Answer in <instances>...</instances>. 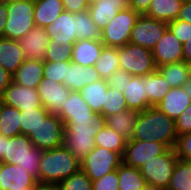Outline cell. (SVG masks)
Masks as SVG:
<instances>
[{
  "mask_svg": "<svg viewBox=\"0 0 191 190\" xmlns=\"http://www.w3.org/2000/svg\"><path fill=\"white\" fill-rule=\"evenodd\" d=\"M76 32L78 40H101V29L91 19L88 10L75 13Z\"/></svg>",
  "mask_w": 191,
  "mask_h": 190,
  "instance_id": "37",
  "label": "cell"
},
{
  "mask_svg": "<svg viewBox=\"0 0 191 190\" xmlns=\"http://www.w3.org/2000/svg\"><path fill=\"white\" fill-rule=\"evenodd\" d=\"M80 169V161L64 146L43 150L39 166L40 183L58 185Z\"/></svg>",
  "mask_w": 191,
  "mask_h": 190,
  "instance_id": "3",
  "label": "cell"
},
{
  "mask_svg": "<svg viewBox=\"0 0 191 190\" xmlns=\"http://www.w3.org/2000/svg\"><path fill=\"white\" fill-rule=\"evenodd\" d=\"M80 163L81 170L94 181L116 170L123 163V157L120 153L95 146V148L86 155Z\"/></svg>",
  "mask_w": 191,
  "mask_h": 190,
  "instance_id": "10",
  "label": "cell"
},
{
  "mask_svg": "<svg viewBox=\"0 0 191 190\" xmlns=\"http://www.w3.org/2000/svg\"><path fill=\"white\" fill-rule=\"evenodd\" d=\"M189 66V74H190V78H191V62L188 63Z\"/></svg>",
  "mask_w": 191,
  "mask_h": 190,
  "instance_id": "60",
  "label": "cell"
},
{
  "mask_svg": "<svg viewBox=\"0 0 191 190\" xmlns=\"http://www.w3.org/2000/svg\"><path fill=\"white\" fill-rule=\"evenodd\" d=\"M49 112L42 106L34 110L21 111V134L29 135Z\"/></svg>",
  "mask_w": 191,
  "mask_h": 190,
  "instance_id": "40",
  "label": "cell"
},
{
  "mask_svg": "<svg viewBox=\"0 0 191 190\" xmlns=\"http://www.w3.org/2000/svg\"><path fill=\"white\" fill-rule=\"evenodd\" d=\"M167 29L166 22L145 14L139 15L131 31L129 42L153 50Z\"/></svg>",
  "mask_w": 191,
  "mask_h": 190,
  "instance_id": "11",
  "label": "cell"
},
{
  "mask_svg": "<svg viewBox=\"0 0 191 190\" xmlns=\"http://www.w3.org/2000/svg\"><path fill=\"white\" fill-rule=\"evenodd\" d=\"M144 83L146 84V99L152 107H156L171 89L157 70L144 76Z\"/></svg>",
  "mask_w": 191,
  "mask_h": 190,
  "instance_id": "30",
  "label": "cell"
},
{
  "mask_svg": "<svg viewBox=\"0 0 191 190\" xmlns=\"http://www.w3.org/2000/svg\"><path fill=\"white\" fill-rule=\"evenodd\" d=\"M132 75L122 69H118L116 72L110 75L105 81L108 87L113 88L120 93L125 91L127 81H130Z\"/></svg>",
  "mask_w": 191,
  "mask_h": 190,
  "instance_id": "47",
  "label": "cell"
},
{
  "mask_svg": "<svg viewBox=\"0 0 191 190\" xmlns=\"http://www.w3.org/2000/svg\"><path fill=\"white\" fill-rule=\"evenodd\" d=\"M65 126L58 115L49 113L28 135L35 148L50 150L63 146Z\"/></svg>",
  "mask_w": 191,
  "mask_h": 190,
  "instance_id": "8",
  "label": "cell"
},
{
  "mask_svg": "<svg viewBox=\"0 0 191 190\" xmlns=\"http://www.w3.org/2000/svg\"><path fill=\"white\" fill-rule=\"evenodd\" d=\"M123 95L129 110L141 112L152 107L146 99L144 77L132 76L130 81H127Z\"/></svg>",
  "mask_w": 191,
  "mask_h": 190,
  "instance_id": "24",
  "label": "cell"
},
{
  "mask_svg": "<svg viewBox=\"0 0 191 190\" xmlns=\"http://www.w3.org/2000/svg\"><path fill=\"white\" fill-rule=\"evenodd\" d=\"M168 24L169 31L182 43L188 41V37L191 35V24L182 20L176 19Z\"/></svg>",
  "mask_w": 191,
  "mask_h": 190,
  "instance_id": "46",
  "label": "cell"
},
{
  "mask_svg": "<svg viewBox=\"0 0 191 190\" xmlns=\"http://www.w3.org/2000/svg\"><path fill=\"white\" fill-rule=\"evenodd\" d=\"M7 8H6V1L0 2V37H4V28L6 25V18H7Z\"/></svg>",
  "mask_w": 191,
  "mask_h": 190,
  "instance_id": "53",
  "label": "cell"
},
{
  "mask_svg": "<svg viewBox=\"0 0 191 190\" xmlns=\"http://www.w3.org/2000/svg\"><path fill=\"white\" fill-rule=\"evenodd\" d=\"M191 99L182 87L171 88L163 100L156 106L168 117L176 120L190 105Z\"/></svg>",
  "mask_w": 191,
  "mask_h": 190,
  "instance_id": "25",
  "label": "cell"
},
{
  "mask_svg": "<svg viewBox=\"0 0 191 190\" xmlns=\"http://www.w3.org/2000/svg\"><path fill=\"white\" fill-rule=\"evenodd\" d=\"M50 40L45 27L35 26L18 42L26 59L44 61Z\"/></svg>",
  "mask_w": 191,
  "mask_h": 190,
  "instance_id": "16",
  "label": "cell"
},
{
  "mask_svg": "<svg viewBox=\"0 0 191 190\" xmlns=\"http://www.w3.org/2000/svg\"><path fill=\"white\" fill-rule=\"evenodd\" d=\"M177 136L175 120L156 107H150L138 113L130 140L160 142L167 148H174Z\"/></svg>",
  "mask_w": 191,
  "mask_h": 190,
  "instance_id": "1",
  "label": "cell"
},
{
  "mask_svg": "<svg viewBox=\"0 0 191 190\" xmlns=\"http://www.w3.org/2000/svg\"><path fill=\"white\" fill-rule=\"evenodd\" d=\"M1 98L3 104L15 107L20 111L34 110L43 106L36 88L21 86L13 81L5 89Z\"/></svg>",
  "mask_w": 191,
  "mask_h": 190,
  "instance_id": "13",
  "label": "cell"
},
{
  "mask_svg": "<svg viewBox=\"0 0 191 190\" xmlns=\"http://www.w3.org/2000/svg\"><path fill=\"white\" fill-rule=\"evenodd\" d=\"M123 93L108 87L103 104V116L106 118L111 115L119 114L127 110Z\"/></svg>",
  "mask_w": 191,
  "mask_h": 190,
  "instance_id": "39",
  "label": "cell"
},
{
  "mask_svg": "<svg viewBox=\"0 0 191 190\" xmlns=\"http://www.w3.org/2000/svg\"><path fill=\"white\" fill-rule=\"evenodd\" d=\"M43 150L35 148L27 135L19 134L7 139L6 153L2 163L18 165L37 182L40 183L39 166Z\"/></svg>",
  "mask_w": 191,
  "mask_h": 190,
  "instance_id": "4",
  "label": "cell"
},
{
  "mask_svg": "<svg viewBox=\"0 0 191 190\" xmlns=\"http://www.w3.org/2000/svg\"><path fill=\"white\" fill-rule=\"evenodd\" d=\"M101 80V77L94 66L83 67L73 63L67 69V79L63 84L71 91H80L86 85Z\"/></svg>",
  "mask_w": 191,
  "mask_h": 190,
  "instance_id": "22",
  "label": "cell"
},
{
  "mask_svg": "<svg viewBox=\"0 0 191 190\" xmlns=\"http://www.w3.org/2000/svg\"><path fill=\"white\" fill-rule=\"evenodd\" d=\"M166 190H191V162L178 158Z\"/></svg>",
  "mask_w": 191,
  "mask_h": 190,
  "instance_id": "38",
  "label": "cell"
},
{
  "mask_svg": "<svg viewBox=\"0 0 191 190\" xmlns=\"http://www.w3.org/2000/svg\"><path fill=\"white\" fill-rule=\"evenodd\" d=\"M71 64V61L59 63L44 61L43 78L47 81L63 83L67 79V69Z\"/></svg>",
  "mask_w": 191,
  "mask_h": 190,
  "instance_id": "42",
  "label": "cell"
},
{
  "mask_svg": "<svg viewBox=\"0 0 191 190\" xmlns=\"http://www.w3.org/2000/svg\"><path fill=\"white\" fill-rule=\"evenodd\" d=\"M108 86L104 79L86 85L79 92L82 99L96 113L103 116V104Z\"/></svg>",
  "mask_w": 191,
  "mask_h": 190,
  "instance_id": "32",
  "label": "cell"
},
{
  "mask_svg": "<svg viewBox=\"0 0 191 190\" xmlns=\"http://www.w3.org/2000/svg\"><path fill=\"white\" fill-rule=\"evenodd\" d=\"M26 190H59L57 184L37 183L34 187L27 188Z\"/></svg>",
  "mask_w": 191,
  "mask_h": 190,
  "instance_id": "55",
  "label": "cell"
},
{
  "mask_svg": "<svg viewBox=\"0 0 191 190\" xmlns=\"http://www.w3.org/2000/svg\"><path fill=\"white\" fill-rule=\"evenodd\" d=\"M98 1H99V0H85L86 4H87L88 6H91V5L95 4V3L98 2Z\"/></svg>",
  "mask_w": 191,
  "mask_h": 190,
  "instance_id": "59",
  "label": "cell"
},
{
  "mask_svg": "<svg viewBox=\"0 0 191 190\" xmlns=\"http://www.w3.org/2000/svg\"><path fill=\"white\" fill-rule=\"evenodd\" d=\"M72 59V46L59 44L53 39L48 44V50L44 61L49 62H66Z\"/></svg>",
  "mask_w": 191,
  "mask_h": 190,
  "instance_id": "43",
  "label": "cell"
},
{
  "mask_svg": "<svg viewBox=\"0 0 191 190\" xmlns=\"http://www.w3.org/2000/svg\"><path fill=\"white\" fill-rule=\"evenodd\" d=\"M152 55L157 68L183 61V44L167 29L156 43Z\"/></svg>",
  "mask_w": 191,
  "mask_h": 190,
  "instance_id": "15",
  "label": "cell"
},
{
  "mask_svg": "<svg viewBox=\"0 0 191 190\" xmlns=\"http://www.w3.org/2000/svg\"><path fill=\"white\" fill-rule=\"evenodd\" d=\"M7 18L4 28V38L22 39L33 27L34 0H7Z\"/></svg>",
  "mask_w": 191,
  "mask_h": 190,
  "instance_id": "5",
  "label": "cell"
},
{
  "mask_svg": "<svg viewBox=\"0 0 191 190\" xmlns=\"http://www.w3.org/2000/svg\"><path fill=\"white\" fill-rule=\"evenodd\" d=\"M178 157L173 148H168L163 154L147 160L140 168V173L147 186L167 189Z\"/></svg>",
  "mask_w": 191,
  "mask_h": 190,
  "instance_id": "6",
  "label": "cell"
},
{
  "mask_svg": "<svg viewBox=\"0 0 191 190\" xmlns=\"http://www.w3.org/2000/svg\"><path fill=\"white\" fill-rule=\"evenodd\" d=\"M129 7L139 15L147 13L152 0H129Z\"/></svg>",
  "mask_w": 191,
  "mask_h": 190,
  "instance_id": "50",
  "label": "cell"
},
{
  "mask_svg": "<svg viewBox=\"0 0 191 190\" xmlns=\"http://www.w3.org/2000/svg\"><path fill=\"white\" fill-rule=\"evenodd\" d=\"M2 105H3V100H2V98L0 97V113H1Z\"/></svg>",
  "mask_w": 191,
  "mask_h": 190,
  "instance_id": "61",
  "label": "cell"
},
{
  "mask_svg": "<svg viewBox=\"0 0 191 190\" xmlns=\"http://www.w3.org/2000/svg\"><path fill=\"white\" fill-rule=\"evenodd\" d=\"M101 79L106 80L111 74L120 69L119 49L117 47L104 46L99 59L94 64Z\"/></svg>",
  "mask_w": 191,
  "mask_h": 190,
  "instance_id": "35",
  "label": "cell"
},
{
  "mask_svg": "<svg viewBox=\"0 0 191 190\" xmlns=\"http://www.w3.org/2000/svg\"><path fill=\"white\" fill-rule=\"evenodd\" d=\"M106 125V118L97 113L92 118H70L65 124L63 146L79 161L96 146L94 137Z\"/></svg>",
  "mask_w": 191,
  "mask_h": 190,
  "instance_id": "2",
  "label": "cell"
},
{
  "mask_svg": "<svg viewBox=\"0 0 191 190\" xmlns=\"http://www.w3.org/2000/svg\"><path fill=\"white\" fill-rule=\"evenodd\" d=\"M37 182L24 168L18 165L0 162V189L26 190L34 187Z\"/></svg>",
  "mask_w": 191,
  "mask_h": 190,
  "instance_id": "18",
  "label": "cell"
},
{
  "mask_svg": "<svg viewBox=\"0 0 191 190\" xmlns=\"http://www.w3.org/2000/svg\"><path fill=\"white\" fill-rule=\"evenodd\" d=\"M26 57L18 40L0 37V66L13 75Z\"/></svg>",
  "mask_w": 191,
  "mask_h": 190,
  "instance_id": "21",
  "label": "cell"
},
{
  "mask_svg": "<svg viewBox=\"0 0 191 190\" xmlns=\"http://www.w3.org/2000/svg\"><path fill=\"white\" fill-rule=\"evenodd\" d=\"M173 149L179 159L191 162V132L178 135Z\"/></svg>",
  "mask_w": 191,
  "mask_h": 190,
  "instance_id": "44",
  "label": "cell"
},
{
  "mask_svg": "<svg viewBox=\"0 0 191 190\" xmlns=\"http://www.w3.org/2000/svg\"><path fill=\"white\" fill-rule=\"evenodd\" d=\"M65 11L79 13L88 10L89 6L85 0H62Z\"/></svg>",
  "mask_w": 191,
  "mask_h": 190,
  "instance_id": "49",
  "label": "cell"
},
{
  "mask_svg": "<svg viewBox=\"0 0 191 190\" xmlns=\"http://www.w3.org/2000/svg\"><path fill=\"white\" fill-rule=\"evenodd\" d=\"M21 111L3 104L0 113V134L14 137L21 134Z\"/></svg>",
  "mask_w": 191,
  "mask_h": 190,
  "instance_id": "33",
  "label": "cell"
},
{
  "mask_svg": "<svg viewBox=\"0 0 191 190\" xmlns=\"http://www.w3.org/2000/svg\"><path fill=\"white\" fill-rule=\"evenodd\" d=\"M183 61L191 62V35L188 37V41L183 44Z\"/></svg>",
  "mask_w": 191,
  "mask_h": 190,
  "instance_id": "54",
  "label": "cell"
},
{
  "mask_svg": "<svg viewBox=\"0 0 191 190\" xmlns=\"http://www.w3.org/2000/svg\"><path fill=\"white\" fill-rule=\"evenodd\" d=\"M94 140L96 146L120 153L122 156L127 143V139L121 136L114 129L109 128L107 125L99 129L97 135L94 137Z\"/></svg>",
  "mask_w": 191,
  "mask_h": 190,
  "instance_id": "34",
  "label": "cell"
},
{
  "mask_svg": "<svg viewBox=\"0 0 191 190\" xmlns=\"http://www.w3.org/2000/svg\"><path fill=\"white\" fill-rule=\"evenodd\" d=\"M92 190H119L117 169L92 181Z\"/></svg>",
  "mask_w": 191,
  "mask_h": 190,
  "instance_id": "45",
  "label": "cell"
},
{
  "mask_svg": "<svg viewBox=\"0 0 191 190\" xmlns=\"http://www.w3.org/2000/svg\"><path fill=\"white\" fill-rule=\"evenodd\" d=\"M144 190H164L160 187H152V186H147Z\"/></svg>",
  "mask_w": 191,
  "mask_h": 190,
  "instance_id": "58",
  "label": "cell"
},
{
  "mask_svg": "<svg viewBox=\"0 0 191 190\" xmlns=\"http://www.w3.org/2000/svg\"><path fill=\"white\" fill-rule=\"evenodd\" d=\"M118 49L120 69L132 76L144 77L157 70L152 50L130 42Z\"/></svg>",
  "mask_w": 191,
  "mask_h": 190,
  "instance_id": "7",
  "label": "cell"
},
{
  "mask_svg": "<svg viewBox=\"0 0 191 190\" xmlns=\"http://www.w3.org/2000/svg\"><path fill=\"white\" fill-rule=\"evenodd\" d=\"M138 111L125 110L119 114L106 117V125L117 131L125 139H132L135 131Z\"/></svg>",
  "mask_w": 191,
  "mask_h": 190,
  "instance_id": "29",
  "label": "cell"
},
{
  "mask_svg": "<svg viewBox=\"0 0 191 190\" xmlns=\"http://www.w3.org/2000/svg\"><path fill=\"white\" fill-rule=\"evenodd\" d=\"M119 190H144L147 187L144 177L138 168L122 163L117 168Z\"/></svg>",
  "mask_w": 191,
  "mask_h": 190,
  "instance_id": "36",
  "label": "cell"
},
{
  "mask_svg": "<svg viewBox=\"0 0 191 190\" xmlns=\"http://www.w3.org/2000/svg\"><path fill=\"white\" fill-rule=\"evenodd\" d=\"M139 14L130 7L120 10L116 17L101 31V41L105 46L122 47L129 43L131 31Z\"/></svg>",
  "mask_w": 191,
  "mask_h": 190,
  "instance_id": "9",
  "label": "cell"
},
{
  "mask_svg": "<svg viewBox=\"0 0 191 190\" xmlns=\"http://www.w3.org/2000/svg\"><path fill=\"white\" fill-rule=\"evenodd\" d=\"M168 148L160 142L127 140L123 154V163L133 168H140L147 160L163 154Z\"/></svg>",
  "mask_w": 191,
  "mask_h": 190,
  "instance_id": "12",
  "label": "cell"
},
{
  "mask_svg": "<svg viewBox=\"0 0 191 190\" xmlns=\"http://www.w3.org/2000/svg\"><path fill=\"white\" fill-rule=\"evenodd\" d=\"M8 138L9 137L3 136L2 134H0V161L3 159V156L6 153Z\"/></svg>",
  "mask_w": 191,
  "mask_h": 190,
  "instance_id": "56",
  "label": "cell"
},
{
  "mask_svg": "<svg viewBox=\"0 0 191 190\" xmlns=\"http://www.w3.org/2000/svg\"><path fill=\"white\" fill-rule=\"evenodd\" d=\"M59 190H92V180L83 170L72 174L58 184Z\"/></svg>",
  "mask_w": 191,
  "mask_h": 190,
  "instance_id": "41",
  "label": "cell"
},
{
  "mask_svg": "<svg viewBox=\"0 0 191 190\" xmlns=\"http://www.w3.org/2000/svg\"><path fill=\"white\" fill-rule=\"evenodd\" d=\"M44 61L25 59L12 75V81L28 88H37L43 79Z\"/></svg>",
  "mask_w": 191,
  "mask_h": 190,
  "instance_id": "23",
  "label": "cell"
},
{
  "mask_svg": "<svg viewBox=\"0 0 191 190\" xmlns=\"http://www.w3.org/2000/svg\"><path fill=\"white\" fill-rule=\"evenodd\" d=\"M177 135L191 132V103L186 110L175 120Z\"/></svg>",
  "mask_w": 191,
  "mask_h": 190,
  "instance_id": "48",
  "label": "cell"
},
{
  "mask_svg": "<svg viewBox=\"0 0 191 190\" xmlns=\"http://www.w3.org/2000/svg\"><path fill=\"white\" fill-rule=\"evenodd\" d=\"M177 19L191 24V0H186L183 2Z\"/></svg>",
  "mask_w": 191,
  "mask_h": 190,
  "instance_id": "52",
  "label": "cell"
},
{
  "mask_svg": "<svg viewBox=\"0 0 191 190\" xmlns=\"http://www.w3.org/2000/svg\"><path fill=\"white\" fill-rule=\"evenodd\" d=\"M129 7L128 0H99L89 6L91 19L101 31L116 17L117 13Z\"/></svg>",
  "mask_w": 191,
  "mask_h": 190,
  "instance_id": "19",
  "label": "cell"
},
{
  "mask_svg": "<svg viewBox=\"0 0 191 190\" xmlns=\"http://www.w3.org/2000/svg\"><path fill=\"white\" fill-rule=\"evenodd\" d=\"M47 36L59 44L72 46L76 41L75 13L63 11L57 19L45 27Z\"/></svg>",
  "mask_w": 191,
  "mask_h": 190,
  "instance_id": "17",
  "label": "cell"
},
{
  "mask_svg": "<svg viewBox=\"0 0 191 190\" xmlns=\"http://www.w3.org/2000/svg\"><path fill=\"white\" fill-rule=\"evenodd\" d=\"M171 88L182 87L189 79V66L184 61L165 64L157 68Z\"/></svg>",
  "mask_w": 191,
  "mask_h": 190,
  "instance_id": "31",
  "label": "cell"
},
{
  "mask_svg": "<svg viewBox=\"0 0 191 190\" xmlns=\"http://www.w3.org/2000/svg\"><path fill=\"white\" fill-rule=\"evenodd\" d=\"M97 113L94 112L82 99L79 91H70V94L62 106L58 117L65 124L70 118H92Z\"/></svg>",
  "mask_w": 191,
  "mask_h": 190,
  "instance_id": "26",
  "label": "cell"
},
{
  "mask_svg": "<svg viewBox=\"0 0 191 190\" xmlns=\"http://www.w3.org/2000/svg\"><path fill=\"white\" fill-rule=\"evenodd\" d=\"M64 11L62 0H34V21L39 27H46Z\"/></svg>",
  "mask_w": 191,
  "mask_h": 190,
  "instance_id": "27",
  "label": "cell"
},
{
  "mask_svg": "<svg viewBox=\"0 0 191 190\" xmlns=\"http://www.w3.org/2000/svg\"><path fill=\"white\" fill-rule=\"evenodd\" d=\"M13 76L0 66V97L4 94L5 89L12 82Z\"/></svg>",
  "mask_w": 191,
  "mask_h": 190,
  "instance_id": "51",
  "label": "cell"
},
{
  "mask_svg": "<svg viewBox=\"0 0 191 190\" xmlns=\"http://www.w3.org/2000/svg\"><path fill=\"white\" fill-rule=\"evenodd\" d=\"M43 107L51 114L58 115L67 100L70 89L63 83L43 78L36 88Z\"/></svg>",
  "mask_w": 191,
  "mask_h": 190,
  "instance_id": "14",
  "label": "cell"
},
{
  "mask_svg": "<svg viewBox=\"0 0 191 190\" xmlns=\"http://www.w3.org/2000/svg\"><path fill=\"white\" fill-rule=\"evenodd\" d=\"M104 46L101 40H78L72 45L71 62L83 67L94 66Z\"/></svg>",
  "mask_w": 191,
  "mask_h": 190,
  "instance_id": "20",
  "label": "cell"
},
{
  "mask_svg": "<svg viewBox=\"0 0 191 190\" xmlns=\"http://www.w3.org/2000/svg\"><path fill=\"white\" fill-rule=\"evenodd\" d=\"M187 96L191 99V78L182 86Z\"/></svg>",
  "mask_w": 191,
  "mask_h": 190,
  "instance_id": "57",
  "label": "cell"
},
{
  "mask_svg": "<svg viewBox=\"0 0 191 190\" xmlns=\"http://www.w3.org/2000/svg\"><path fill=\"white\" fill-rule=\"evenodd\" d=\"M182 4L181 0H152L145 15L169 23L178 18Z\"/></svg>",
  "mask_w": 191,
  "mask_h": 190,
  "instance_id": "28",
  "label": "cell"
}]
</instances>
